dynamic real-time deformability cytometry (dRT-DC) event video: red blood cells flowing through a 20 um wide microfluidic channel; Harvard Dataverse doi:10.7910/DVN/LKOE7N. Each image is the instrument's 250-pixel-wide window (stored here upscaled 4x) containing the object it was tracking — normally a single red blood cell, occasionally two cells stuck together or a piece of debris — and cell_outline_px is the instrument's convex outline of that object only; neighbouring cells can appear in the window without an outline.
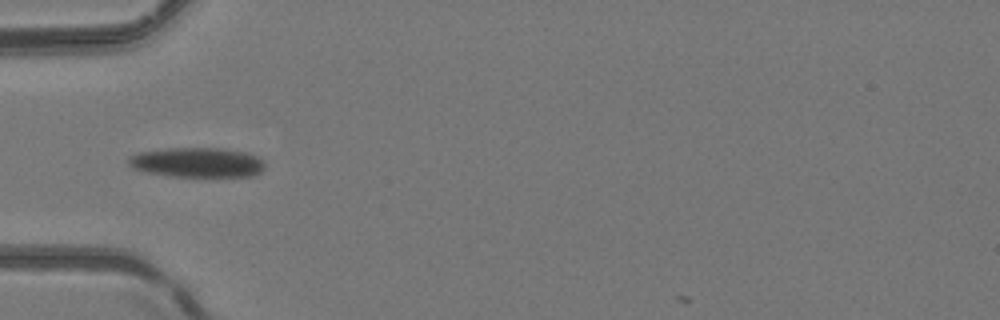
{"species": "common noctule bat (a hibernating species)", "species_latin": "Nyctalus noctula", "temperature_condition": "room temperature", "stored_images_in_passage": 6, "camera_frame_rate_fps": 3000, "um_per_image_px": 0.085, "animal": {"sex": "female", "body_mass_g": 24.6, "forearm_length_mm": 56.2}, "frame": {"image": 1, "passage_image": 6, "time_ms": 7.0, "image_size_px": [1000, 320], "cell_outline_px": [[264, 168], [260, 172], [252, 176], [172, 176], [148, 172], [132, 168], [128, 164], [128, 156], [140, 152], [168, 148], [224, 148], [248, 152], [256, 156], [264, 164]], "centroid_in_image_um": [16.75, 13.79], "position_along_channel_um": 68.2, "area_um2": 23.58}}